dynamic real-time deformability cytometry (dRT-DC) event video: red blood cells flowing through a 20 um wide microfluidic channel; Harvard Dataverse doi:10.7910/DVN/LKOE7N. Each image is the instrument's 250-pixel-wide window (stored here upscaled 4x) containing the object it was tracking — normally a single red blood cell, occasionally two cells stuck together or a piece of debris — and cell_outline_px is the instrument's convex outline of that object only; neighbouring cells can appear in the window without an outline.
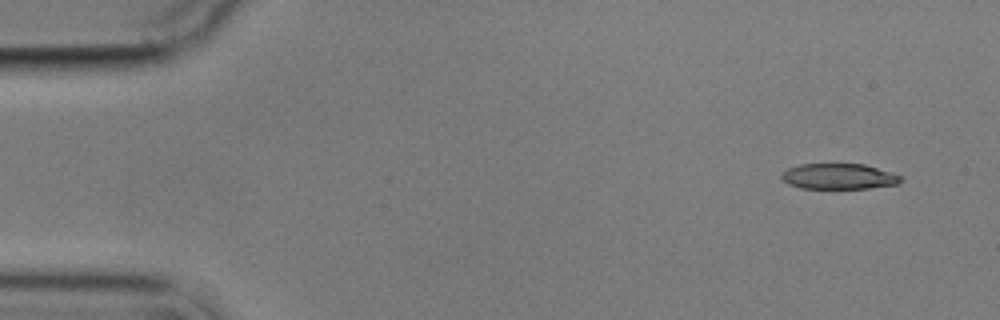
{"species": "common noctule bat (a hibernating species)", "species_latin": "Nyctalus noctula", "temperature_condition": "cold", "stored_images_in_passage": 4, "camera_frame_rate_fps": 3000, "um_per_image_px": 0.085, "animal": {"sex": "male", "body_mass_g": 17.9}, "frame": {"image": 1, "passage_image": 1, "time_ms": 0.0, "image_size_px": [1000, 320], "cell_outline_px": [[900, 180], [896, 184], [868, 188], [800, 188], [788, 184], [780, 176], [788, 168], [800, 164], [864, 164], [900, 176]], "centroid_in_image_um": [71.23, 14.99], "position_along_channel_um": 13.8, "area_um2": 17.4}}
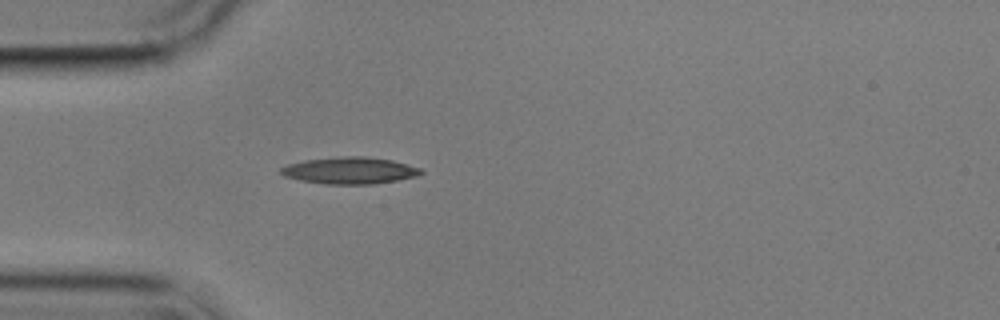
{"frame": {"image": 2, "passage_image": 4, "time_ms": 4.0, "image_size_px": [1000, 320], "cell_outline_px": [[424, 172], [420, 176], [372, 184], [324, 184], [300, 180], [284, 176], [280, 172], [280, 168], [288, 164], [304, 160], [340, 156], [364, 156], [392, 160], [420, 168]], "centroid_in_image_um": [29.73, 14.49], "position_along_channel_um": 55.3, "area_um2": 21.91}}